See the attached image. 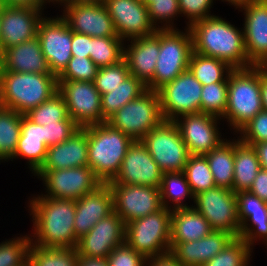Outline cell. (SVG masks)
I'll return each instance as SVG.
<instances>
[{
  "label": "cell",
  "instance_id": "6da1fadb",
  "mask_svg": "<svg viewBox=\"0 0 267 266\" xmlns=\"http://www.w3.org/2000/svg\"><path fill=\"white\" fill-rule=\"evenodd\" d=\"M33 198L29 207L35 236L30 237L35 240L31 238V244L44 248H75L78 241L74 231L75 201L43 194Z\"/></svg>",
  "mask_w": 267,
  "mask_h": 266
},
{
  "label": "cell",
  "instance_id": "7a4b0ae2",
  "mask_svg": "<svg viewBox=\"0 0 267 266\" xmlns=\"http://www.w3.org/2000/svg\"><path fill=\"white\" fill-rule=\"evenodd\" d=\"M189 29L194 52L218 58L233 69L253 66L247 58L243 31L225 19L214 15L194 23Z\"/></svg>",
  "mask_w": 267,
  "mask_h": 266
},
{
  "label": "cell",
  "instance_id": "3957f363",
  "mask_svg": "<svg viewBox=\"0 0 267 266\" xmlns=\"http://www.w3.org/2000/svg\"><path fill=\"white\" fill-rule=\"evenodd\" d=\"M58 93L55 74L9 72L1 68L0 106L25 115Z\"/></svg>",
  "mask_w": 267,
  "mask_h": 266
},
{
  "label": "cell",
  "instance_id": "277c9868",
  "mask_svg": "<svg viewBox=\"0 0 267 266\" xmlns=\"http://www.w3.org/2000/svg\"><path fill=\"white\" fill-rule=\"evenodd\" d=\"M88 166L102 182H111L133 140L106 121L87 126Z\"/></svg>",
  "mask_w": 267,
  "mask_h": 266
},
{
  "label": "cell",
  "instance_id": "5b68a950",
  "mask_svg": "<svg viewBox=\"0 0 267 266\" xmlns=\"http://www.w3.org/2000/svg\"><path fill=\"white\" fill-rule=\"evenodd\" d=\"M263 110L260 66L233 69L228 74V97L224 119L236 133Z\"/></svg>",
  "mask_w": 267,
  "mask_h": 266
},
{
  "label": "cell",
  "instance_id": "8992f818",
  "mask_svg": "<svg viewBox=\"0 0 267 266\" xmlns=\"http://www.w3.org/2000/svg\"><path fill=\"white\" fill-rule=\"evenodd\" d=\"M193 52L190 29L185 33L179 29H160V50L153 78L146 84L147 89L158 91L189 68Z\"/></svg>",
  "mask_w": 267,
  "mask_h": 266
},
{
  "label": "cell",
  "instance_id": "52a82bcc",
  "mask_svg": "<svg viewBox=\"0 0 267 266\" xmlns=\"http://www.w3.org/2000/svg\"><path fill=\"white\" fill-rule=\"evenodd\" d=\"M172 209L158 212L126 223L125 242L146 259L170 252Z\"/></svg>",
  "mask_w": 267,
  "mask_h": 266
},
{
  "label": "cell",
  "instance_id": "ba28073f",
  "mask_svg": "<svg viewBox=\"0 0 267 266\" xmlns=\"http://www.w3.org/2000/svg\"><path fill=\"white\" fill-rule=\"evenodd\" d=\"M163 120L158 91L147 89L138 98L120 108L106 122L133 141H141Z\"/></svg>",
  "mask_w": 267,
  "mask_h": 266
},
{
  "label": "cell",
  "instance_id": "9c48e42d",
  "mask_svg": "<svg viewBox=\"0 0 267 266\" xmlns=\"http://www.w3.org/2000/svg\"><path fill=\"white\" fill-rule=\"evenodd\" d=\"M141 141L163 173L184 171L190 154L174 121L163 120Z\"/></svg>",
  "mask_w": 267,
  "mask_h": 266
},
{
  "label": "cell",
  "instance_id": "30bf717a",
  "mask_svg": "<svg viewBox=\"0 0 267 266\" xmlns=\"http://www.w3.org/2000/svg\"><path fill=\"white\" fill-rule=\"evenodd\" d=\"M194 203L193 207L204 216L213 231L239 237L240 220L233 190L215 186L195 195Z\"/></svg>",
  "mask_w": 267,
  "mask_h": 266
},
{
  "label": "cell",
  "instance_id": "8fae6325",
  "mask_svg": "<svg viewBox=\"0 0 267 266\" xmlns=\"http://www.w3.org/2000/svg\"><path fill=\"white\" fill-rule=\"evenodd\" d=\"M202 87L189 68L161 87L158 94L164 120L200 113Z\"/></svg>",
  "mask_w": 267,
  "mask_h": 266
},
{
  "label": "cell",
  "instance_id": "7c38bea8",
  "mask_svg": "<svg viewBox=\"0 0 267 266\" xmlns=\"http://www.w3.org/2000/svg\"><path fill=\"white\" fill-rule=\"evenodd\" d=\"M58 93L67 105L69 117L81 128L105 122L101 94L94 82L58 80Z\"/></svg>",
  "mask_w": 267,
  "mask_h": 266
},
{
  "label": "cell",
  "instance_id": "4fadbf2b",
  "mask_svg": "<svg viewBox=\"0 0 267 266\" xmlns=\"http://www.w3.org/2000/svg\"><path fill=\"white\" fill-rule=\"evenodd\" d=\"M47 189L44 197L74 200L94 191L102 182L90 166L37 171Z\"/></svg>",
  "mask_w": 267,
  "mask_h": 266
},
{
  "label": "cell",
  "instance_id": "5bb4252c",
  "mask_svg": "<svg viewBox=\"0 0 267 266\" xmlns=\"http://www.w3.org/2000/svg\"><path fill=\"white\" fill-rule=\"evenodd\" d=\"M108 185L113 195V211L125 224L163 208L160 188L120 183H108Z\"/></svg>",
  "mask_w": 267,
  "mask_h": 266
},
{
  "label": "cell",
  "instance_id": "9a60e30c",
  "mask_svg": "<svg viewBox=\"0 0 267 266\" xmlns=\"http://www.w3.org/2000/svg\"><path fill=\"white\" fill-rule=\"evenodd\" d=\"M37 37L51 73L59 76L72 58V30L61 16L43 17L38 25Z\"/></svg>",
  "mask_w": 267,
  "mask_h": 266
},
{
  "label": "cell",
  "instance_id": "2e32d148",
  "mask_svg": "<svg viewBox=\"0 0 267 266\" xmlns=\"http://www.w3.org/2000/svg\"><path fill=\"white\" fill-rule=\"evenodd\" d=\"M120 39L147 37L156 32L150 21L148 6L140 0H104Z\"/></svg>",
  "mask_w": 267,
  "mask_h": 266
},
{
  "label": "cell",
  "instance_id": "e0dca14e",
  "mask_svg": "<svg viewBox=\"0 0 267 266\" xmlns=\"http://www.w3.org/2000/svg\"><path fill=\"white\" fill-rule=\"evenodd\" d=\"M126 224L112 211L99 220L77 241L78 256L107 258L111 251L125 242Z\"/></svg>",
  "mask_w": 267,
  "mask_h": 266
},
{
  "label": "cell",
  "instance_id": "ac0fdd59",
  "mask_svg": "<svg viewBox=\"0 0 267 266\" xmlns=\"http://www.w3.org/2000/svg\"><path fill=\"white\" fill-rule=\"evenodd\" d=\"M163 171L153 160L142 141H133L128 147L119 172L108 183L145 185L160 188Z\"/></svg>",
  "mask_w": 267,
  "mask_h": 266
},
{
  "label": "cell",
  "instance_id": "d6986e66",
  "mask_svg": "<svg viewBox=\"0 0 267 266\" xmlns=\"http://www.w3.org/2000/svg\"><path fill=\"white\" fill-rule=\"evenodd\" d=\"M219 119L223 118L196 113L180 116L174 121L190 155H205L224 141L217 127Z\"/></svg>",
  "mask_w": 267,
  "mask_h": 266
},
{
  "label": "cell",
  "instance_id": "ffe728a7",
  "mask_svg": "<svg viewBox=\"0 0 267 266\" xmlns=\"http://www.w3.org/2000/svg\"><path fill=\"white\" fill-rule=\"evenodd\" d=\"M42 10L21 6L4 7L0 24V48L2 52L37 36L38 25L43 19Z\"/></svg>",
  "mask_w": 267,
  "mask_h": 266
},
{
  "label": "cell",
  "instance_id": "44dd1931",
  "mask_svg": "<svg viewBox=\"0 0 267 266\" xmlns=\"http://www.w3.org/2000/svg\"><path fill=\"white\" fill-rule=\"evenodd\" d=\"M242 9L247 58L253 66H263L267 63V0L252 2Z\"/></svg>",
  "mask_w": 267,
  "mask_h": 266
},
{
  "label": "cell",
  "instance_id": "7402d4cb",
  "mask_svg": "<svg viewBox=\"0 0 267 266\" xmlns=\"http://www.w3.org/2000/svg\"><path fill=\"white\" fill-rule=\"evenodd\" d=\"M61 17L73 32L91 37H119L104 3L65 8Z\"/></svg>",
  "mask_w": 267,
  "mask_h": 266
},
{
  "label": "cell",
  "instance_id": "603a6c76",
  "mask_svg": "<svg viewBox=\"0 0 267 266\" xmlns=\"http://www.w3.org/2000/svg\"><path fill=\"white\" fill-rule=\"evenodd\" d=\"M75 206L74 231L79 239L113 211V195L108 183H102L94 191L77 199Z\"/></svg>",
  "mask_w": 267,
  "mask_h": 266
},
{
  "label": "cell",
  "instance_id": "cb8c5ba5",
  "mask_svg": "<svg viewBox=\"0 0 267 266\" xmlns=\"http://www.w3.org/2000/svg\"><path fill=\"white\" fill-rule=\"evenodd\" d=\"M127 48L123 47L130 75L140 79L145 85L153 78L160 50V29L153 35L132 39Z\"/></svg>",
  "mask_w": 267,
  "mask_h": 266
},
{
  "label": "cell",
  "instance_id": "d4e9b609",
  "mask_svg": "<svg viewBox=\"0 0 267 266\" xmlns=\"http://www.w3.org/2000/svg\"><path fill=\"white\" fill-rule=\"evenodd\" d=\"M233 238L226 232L212 231L197 241L170 242V253L183 266H202L221 252Z\"/></svg>",
  "mask_w": 267,
  "mask_h": 266
},
{
  "label": "cell",
  "instance_id": "484cf974",
  "mask_svg": "<svg viewBox=\"0 0 267 266\" xmlns=\"http://www.w3.org/2000/svg\"><path fill=\"white\" fill-rule=\"evenodd\" d=\"M86 166H88L87 127H80L66 141L48 147L45 161L38 171Z\"/></svg>",
  "mask_w": 267,
  "mask_h": 266
},
{
  "label": "cell",
  "instance_id": "4316f807",
  "mask_svg": "<svg viewBox=\"0 0 267 266\" xmlns=\"http://www.w3.org/2000/svg\"><path fill=\"white\" fill-rule=\"evenodd\" d=\"M1 62L2 69L9 72L52 74L37 36L5 49Z\"/></svg>",
  "mask_w": 267,
  "mask_h": 266
},
{
  "label": "cell",
  "instance_id": "83f0119b",
  "mask_svg": "<svg viewBox=\"0 0 267 266\" xmlns=\"http://www.w3.org/2000/svg\"><path fill=\"white\" fill-rule=\"evenodd\" d=\"M48 147L44 143L43 126L34 123L26 115H22L21 135L13 158L23 157L29 163L30 171L35 173L45 161Z\"/></svg>",
  "mask_w": 267,
  "mask_h": 266
},
{
  "label": "cell",
  "instance_id": "f1b7e54d",
  "mask_svg": "<svg viewBox=\"0 0 267 266\" xmlns=\"http://www.w3.org/2000/svg\"><path fill=\"white\" fill-rule=\"evenodd\" d=\"M212 231L208 221L193 206L171 212L170 242L197 241Z\"/></svg>",
  "mask_w": 267,
  "mask_h": 266
},
{
  "label": "cell",
  "instance_id": "f546056e",
  "mask_svg": "<svg viewBox=\"0 0 267 266\" xmlns=\"http://www.w3.org/2000/svg\"><path fill=\"white\" fill-rule=\"evenodd\" d=\"M261 169L260 162L252 145L234 140V179L232 190L237 193L248 191Z\"/></svg>",
  "mask_w": 267,
  "mask_h": 266
},
{
  "label": "cell",
  "instance_id": "4dcf8cb0",
  "mask_svg": "<svg viewBox=\"0 0 267 266\" xmlns=\"http://www.w3.org/2000/svg\"><path fill=\"white\" fill-rule=\"evenodd\" d=\"M146 90V85L140 79H137L133 75L126 77L120 85L111 89V92L101 95L103 120L107 121L125 104L138 98Z\"/></svg>",
  "mask_w": 267,
  "mask_h": 266
},
{
  "label": "cell",
  "instance_id": "1f68e13d",
  "mask_svg": "<svg viewBox=\"0 0 267 266\" xmlns=\"http://www.w3.org/2000/svg\"><path fill=\"white\" fill-rule=\"evenodd\" d=\"M218 187L232 190L234 179V140L223 141L204 155Z\"/></svg>",
  "mask_w": 267,
  "mask_h": 266
},
{
  "label": "cell",
  "instance_id": "d6a6232c",
  "mask_svg": "<svg viewBox=\"0 0 267 266\" xmlns=\"http://www.w3.org/2000/svg\"><path fill=\"white\" fill-rule=\"evenodd\" d=\"M189 70L204 86L216 82H228V74L233 68L218 58L205 56L193 51L189 60Z\"/></svg>",
  "mask_w": 267,
  "mask_h": 266
},
{
  "label": "cell",
  "instance_id": "836d02e7",
  "mask_svg": "<svg viewBox=\"0 0 267 266\" xmlns=\"http://www.w3.org/2000/svg\"><path fill=\"white\" fill-rule=\"evenodd\" d=\"M22 115L0 106V160H10L15 154L21 135Z\"/></svg>",
  "mask_w": 267,
  "mask_h": 266
},
{
  "label": "cell",
  "instance_id": "e575fe53",
  "mask_svg": "<svg viewBox=\"0 0 267 266\" xmlns=\"http://www.w3.org/2000/svg\"><path fill=\"white\" fill-rule=\"evenodd\" d=\"M160 196L163 207L171 209V206H168L169 199V202L172 201V204L174 203L172 210L189 208V206L183 204L182 200L184 198L190 197L194 200V195L183 172L163 173Z\"/></svg>",
  "mask_w": 267,
  "mask_h": 266
},
{
  "label": "cell",
  "instance_id": "d590c367",
  "mask_svg": "<svg viewBox=\"0 0 267 266\" xmlns=\"http://www.w3.org/2000/svg\"><path fill=\"white\" fill-rule=\"evenodd\" d=\"M30 266H77L76 248H44L31 244L28 252Z\"/></svg>",
  "mask_w": 267,
  "mask_h": 266
},
{
  "label": "cell",
  "instance_id": "8d00e7d4",
  "mask_svg": "<svg viewBox=\"0 0 267 266\" xmlns=\"http://www.w3.org/2000/svg\"><path fill=\"white\" fill-rule=\"evenodd\" d=\"M124 42L120 37H91V60L99 67L117 64L123 59Z\"/></svg>",
  "mask_w": 267,
  "mask_h": 266
},
{
  "label": "cell",
  "instance_id": "74e56055",
  "mask_svg": "<svg viewBox=\"0 0 267 266\" xmlns=\"http://www.w3.org/2000/svg\"><path fill=\"white\" fill-rule=\"evenodd\" d=\"M183 173L194 196L216 186L204 155H190Z\"/></svg>",
  "mask_w": 267,
  "mask_h": 266
},
{
  "label": "cell",
  "instance_id": "f35d334b",
  "mask_svg": "<svg viewBox=\"0 0 267 266\" xmlns=\"http://www.w3.org/2000/svg\"><path fill=\"white\" fill-rule=\"evenodd\" d=\"M251 250L252 248L242 238L235 237L221 252L202 266H248Z\"/></svg>",
  "mask_w": 267,
  "mask_h": 266
},
{
  "label": "cell",
  "instance_id": "ab89813d",
  "mask_svg": "<svg viewBox=\"0 0 267 266\" xmlns=\"http://www.w3.org/2000/svg\"><path fill=\"white\" fill-rule=\"evenodd\" d=\"M228 82L204 85L201 91L200 113L224 117L227 106Z\"/></svg>",
  "mask_w": 267,
  "mask_h": 266
},
{
  "label": "cell",
  "instance_id": "60d3db41",
  "mask_svg": "<svg viewBox=\"0 0 267 266\" xmlns=\"http://www.w3.org/2000/svg\"><path fill=\"white\" fill-rule=\"evenodd\" d=\"M31 121L39 125L65 121L69 114L63 97L56 93L52 98L41 103L25 114Z\"/></svg>",
  "mask_w": 267,
  "mask_h": 266
},
{
  "label": "cell",
  "instance_id": "b9f144b4",
  "mask_svg": "<svg viewBox=\"0 0 267 266\" xmlns=\"http://www.w3.org/2000/svg\"><path fill=\"white\" fill-rule=\"evenodd\" d=\"M30 239L25 235L0 243V266H23L28 261Z\"/></svg>",
  "mask_w": 267,
  "mask_h": 266
},
{
  "label": "cell",
  "instance_id": "7bdbcfd3",
  "mask_svg": "<svg viewBox=\"0 0 267 266\" xmlns=\"http://www.w3.org/2000/svg\"><path fill=\"white\" fill-rule=\"evenodd\" d=\"M143 2L148 6L150 21L156 29H176L173 23L171 25V21L175 20V16L178 17L177 14H181L178 0H143ZM157 22L165 24L157 27Z\"/></svg>",
  "mask_w": 267,
  "mask_h": 266
},
{
  "label": "cell",
  "instance_id": "ee69618b",
  "mask_svg": "<svg viewBox=\"0 0 267 266\" xmlns=\"http://www.w3.org/2000/svg\"><path fill=\"white\" fill-rule=\"evenodd\" d=\"M129 75L127 64L125 60L122 59L117 64L99 68L94 84L102 95L111 92V89L120 85Z\"/></svg>",
  "mask_w": 267,
  "mask_h": 266
},
{
  "label": "cell",
  "instance_id": "f6af8a7d",
  "mask_svg": "<svg viewBox=\"0 0 267 266\" xmlns=\"http://www.w3.org/2000/svg\"><path fill=\"white\" fill-rule=\"evenodd\" d=\"M98 69L90 57L72 56L58 80L94 82Z\"/></svg>",
  "mask_w": 267,
  "mask_h": 266
},
{
  "label": "cell",
  "instance_id": "bcb514c9",
  "mask_svg": "<svg viewBox=\"0 0 267 266\" xmlns=\"http://www.w3.org/2000/svg\"><path fill=\"white\" fill-rule=\"evenodd\" d=\"M250 224H248L249 222ZM251 226V227H250ZM253 227V228H252ZM239 237L242 238L251 248L259 238L266 240L267 245V212L251 214L241 225Z\"/></svg>",
  "mask_w": 267,
  "mask_h": 266
},
{
  "label": "cell",
  "instance_id": "7dc6e473",
  "mask_svg": "<svg viewBox=\"0 0 267 266\" xmlns=\"http://www.w3.org/2000/svg\"><path fill=\"white\" fill-rule=\"evenodd\" d=\"M238 132L241 134L240 140L248 145L267 141V111H260Z\"/></svg>",
  "mask_w": 267,
  "mask_h": 266
},
{
  "label": "cell",
  "instance_id": "c3c4849f",
  "mask_svg": "<svg viewBox=\"0 0 267 266\" xmlns=\"http://www.w3.org/2000/svg\"><path fill=\"white\" fill-rule=\"evenodd\" d=\"M80 127L68 117L65 121H59L43 125L44 143L47 147L66 141Z\"/></svg>",
  "mask_w": 267,
  "mask_h": 266
},
{
  "label": "cell",
  "instance_id": "681fc988",
  "mask_svg": "<svg viewBox=\"0 0 267 266\" xmlns=\"http://www.w3.org/2000/svg\"><path fill=\"white\" fill-rule=\"evenodd\" d=\"M109 266H145L147 259L126 242L114 248L106 258Z\"/></svg>",
  "mask_w": 267,
  "mask_h": 266
},
{
  "label": "cell",
  "instance_id": "f907efd6",
  "mask_svg": "<svg viewBox=\"0 0 267 266\" xmlns=\"http://www.w3.org/2000/svg\"><path fill=\"white\" fill-rule=\"evenodd\" d=\"M178 3L181 14L188 18V28L198 21L214 16L209 14L213 0H178Z\"/></svg>",
  "mask_w": 267,
  "mask_h": 266
},
{
  "label": "cell",
  "instance_id": "816d5d0a",
  "mask_svg": "<svg viewBox=\"0 0 267 266\" xmlns=\"http://www.w3.org/2000/svg\"><path fill=\"white\" fill-rule=\"evenodd\" d=\"M238 217L240 225L251 215L267 212V202L248 191L236 193Z\"/></svg>",
  "mask_w": 267,
  "mask_h": 266
},
{
  "label": "cell",
  "instance_id": "f5cc1de1",
  "mask_svg": "<svg viewBox=\"0 0 267 266\" xmlns=\"http://www.w3.org/2000/svg\"><path fill=\"white\" fill-rule=\"evenodd\" d=\"M72 56L89 57L91 54V36L72 31Z\"/></svg>",
  "mask_w": 267,
  "mask_h": 266
},
{
  "label": "cell",
  "instance_id": "db71d44e",
  "mask_svg": "<svg viewBox=\"0 0 267 266\" xmlns=\"http://www.w3.org/2000/svg\"><path fill=\"white\" fill-rule=\"evenodd\" d=\"M253 195L258 196L262 201L267 202V170L260 169L256 175L250 189L248 190Z\"/></svg>",
  "mask_w": 267,
  "mask_h": 266
},
{
  "label": "cell",
  "instance_id": "11a10c76",
  "mask_svg": "<svg viewBox=\"0 0 267 266\" xmlns=\"http://www.w3.org/2000/svg\"><path fill=\"white\" fill-rule=\"evenodd\" d=\"M146 266H183L170 252L147 259Z\"/></svg>",
  "mask_w": 267,
  "mask_h": 266
},
{
  "label": "cell",
  "instance_id": "9f6ffc18",
  "mask_svg": "<svg viewBox=\"0 0 267 266\" xmlns=\"http://www.w3.org/2000/svg\"><path fill=\"white\" fill-rule=\"evenodd\" d=\"M6 6H21L42 9L46 1L45 0H1ZM45 3V4H44Z\"/></svg>",
  "mask_w": 267,
  "mask_h": 266
},
{
  "label": "cell",
  "instance_id": "6f0895ef",
  "mask_svg": "<svg viewBox=\"0 0 267 266\" xmlns=\"http://www.w3.org/2000/svg\"><path fill=\"white\" fill-rule=\"evenodd\" d=\"M251 145L256 152L261 168L267 170V141Z\"/></svg>",
  "mask_w": 267,
  "mask_h": 266
},
{
  "label": "cell",
  "instance_id": "680465c9",
  "mask_svg": "<svg viewBox=\"0 0 267 266\" xmlns=\"http://www.w3.org/2000/svg\"><path fill=\"white\" fill-rule=\"evenodd\" d=\"M260 95L263 110L267 111V72L260 66Z\"/></svg>",
  "mask_w": 267,
  "mask_h": 266
},
{
  "label": "cell",
  "instance_id": "91938a15",
  "mask_svg": "<svg viewBox=\"0 0 267 266\" xmlns=\"http://www.w3.org/2000/svg\"><path fill=\"white\" fill-rule=\"evenodd\" d=\"M77 266H109L106 258L78 256Z\"/></svg>",
  "mask_w": 267,
  "mask_h": 266
},
{
  "label": "cell",
  "instance_id": "94428289",
  "mask_svg": "<svg viewBox=\"0 0 267 266\" xmlns=\"http://www.w3.org/2000/svg\"><path fill=\"white\" fill-rule=\"evenodd\" d=\"M63 3V4H62ZM104 3V0H60L59 4L64 5L63 8H69L77 5H99Z\"/></svg>",
  "mask_w": 267,
  "mask_h": 266
},
{
  "label": "cell",
  "instance_id": "6125c7cd",
  "mask_svg": "<svg viewBox=\"0 0 267 266\" xmlns=\"http://www.w3.org/2000/svg\"><path fill=\"white\" fill-rule=\"evenodd\" d=\"M224 1V0H222ZM229 2L230 4H232L233 6H236V8H242L245 7L246 5L252 3V2H256L259 0H225V2Z\"/></svg>",
  "mask_w": 267,
  "mask_h": 266
},
{
  "label": "cell",
  "instance_id": "be15d7a7",
  "mask_svg": "<svg viewBox=\"0 0 267 266\" xmlns=\"http://www.w3.org/2000/svg\"><path fill=\"white\" fill-rule=\"evenodd\" d=\"M5 6L6 5L0 0V24H1L2 12Z\"/></svg>",
  "mask_w": 267,
  "mask_h": 266
},
{
  "label": "cell",
  "instance_id": "e7e4bbea",
  "mask_svg": "<svg viewBox=\"0 0 267 266\" xmlns=\"http://www.w3.org/2000/svg\"><path fill=\"white\" fill-rule=\"evenodd\" d=\"M1 59H2V50H0V73H1V68H2V62H1Z\"/></svg>",
  "mask_w": 267,
  "mask_h": 266
},
{
  "label": "cell",
  "instance_id": "03108f58",
  "mask_svg": "<svg viewBox=\"0 0 267 266\" xmlns=\"http://www.w3.org/2000/svg\"><path fill=\"white\" fill-rule=\"evenodd\" d=\"M45 1H46V3H47V2H48V3H50V2H53V3H54V2H57V3H58L60 0H45Z\"/></svg>",
  "mask_w": 267,
  "mask_h": 266
},
{
  "label": "cell",
  "instance_id": "003e7915",
  "mask_svg": "<svg viewBox=\"0 0 267 266\" xmlns=\"http://www.w3.org/2000/svg\"><path fill=\"white\" fill-rule=\"evenodd\" d=\"M265 71L267 72V63L265 65H263Z\"/></svg>",
  "mask_w": 267,
  "mask_h": 266
},
{
  "label": "cell",
  "instance_id": "a7ac6f4b",
  "mask_svg": "<svg viewBox=\"0 0 267 266\" xmlns=\"http://www.w3.org/2000/svg\"><path fill=\"white\" fill-rule=\"evenodd\" d=\"M23 266H30L29 262L27 261Z\"/></svg>",
  "mask_w": 267,
  "mask_h": 266
}]
</instances>
